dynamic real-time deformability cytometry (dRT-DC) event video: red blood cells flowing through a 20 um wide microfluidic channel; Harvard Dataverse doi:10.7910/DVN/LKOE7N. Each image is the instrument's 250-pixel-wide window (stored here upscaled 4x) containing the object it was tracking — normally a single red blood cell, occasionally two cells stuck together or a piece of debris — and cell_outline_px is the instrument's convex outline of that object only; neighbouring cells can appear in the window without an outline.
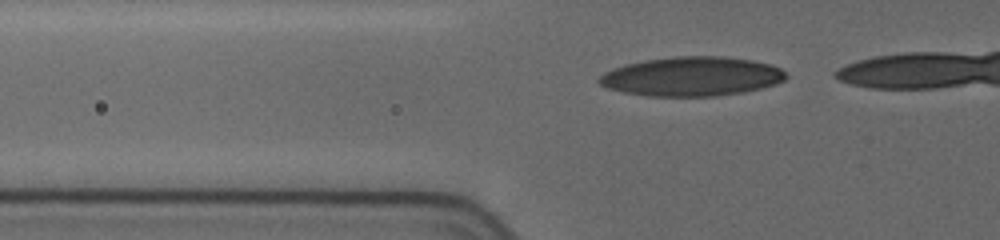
{"species": "human", "species_latin": "Homo sapiens", "temperature_condition": "cold", "stored_images_in_passage": 22, "camera_frame_rate_fps": 3000, "um_per_image_px": 0.085, "donor": {"sex": "female"}, "frame": {"image": 1, "passage_image": 9, "time_ms": 4.667, "image_size_px": [1000, 240], "cell_outline_px": [[788, 76], [784, 80], [776, 84], [744, 92], [716, 96], [648, 96], [624, 92], [608, 88], [600, 84], [596, 80], [604, 72], [612, 68], [644, 60], [672, 56], [724, 56], [752, 60], [772, 64], [780, 68]], "centroid_in_image_um": [58.81, 6.49], "position_along_channel_um": 67.0, "area_um2": 42.89}}
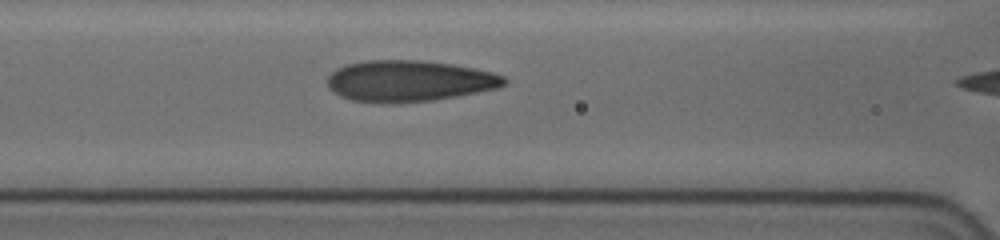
{"frame": {"image": 2, "passage_image": 17, "time_ms": 6.667, "image_size_px": [1000, 240], "cell_outline_px": [[508, 80], [504, 84], [496, 88], [456, 96], [432, 100], [388, 104], [352, 100], [340, 96], [332, 92], [328, 88], [328, 76], [336, 68], [348, 64], [364, 60], [420, 60], [452, 64], [476, 68], [492, 72], [504, 76]], "centroid_in_image_um": [34.74, 6.88], "position_along_channel_um": 131.9, "area_um2": 42.54}}
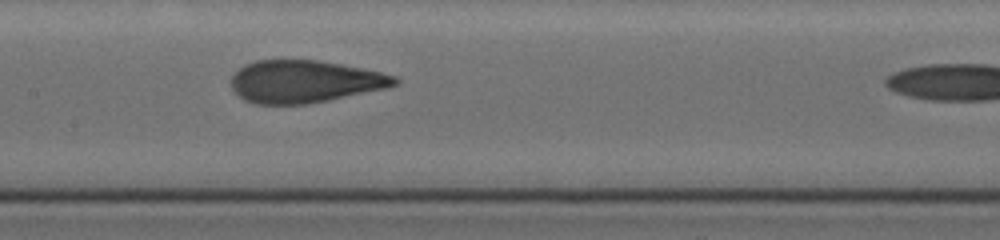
{"frame": {"image": 3, "passage_image": 21, "time_ms": 8.0, "image_size_px": [1000, 240], "cell_outline_px": [[400, 80], [396, 84], [388, 88], [308, 104], [256, 104], [244, 100], [232, 88], [232, 76], [244, 64], [256, 60], [320, 60], [380, 72], [396, 76]], "centroid_in_image_um": [25.9, 6.93], "position_along_channel_um": 181.5, "area_um2": 40.29}}